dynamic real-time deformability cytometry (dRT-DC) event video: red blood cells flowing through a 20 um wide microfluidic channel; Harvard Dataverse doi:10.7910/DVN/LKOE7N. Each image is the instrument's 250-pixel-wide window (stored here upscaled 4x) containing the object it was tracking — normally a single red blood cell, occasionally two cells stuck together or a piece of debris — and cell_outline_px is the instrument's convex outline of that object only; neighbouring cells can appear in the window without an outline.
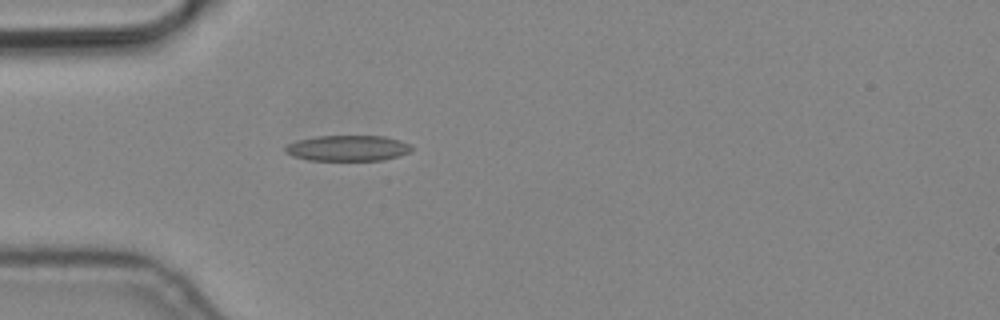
{"species": "common noctule bat (a hibernating species)", "species_latin": "Nyctalus noctula", "temperature_condition": "cold", "stored_images_in_passage": 1, "camera_frame_rate_fps": 3000, "um_per_image_px": 0.085, "animal": {"sex": "male", "body_mass_g": 19.2, "forearm_length_mm": 51.8}, "frame": {"image": 1, "passage_image": 1, "time_ms": 0.0, "image_size_px": [1000, 320], "cell_outline_px": [[412, 152], [400, 156], [384, 160], [308, 160], [292, 156], [284, 152], [284, 148], [288, 144], [296, 140], [316, 136], [384, 136], [400, 140], [412, 144]], "centroid_in_image_um": [29.58, 12.59], "position_along_channel_um": 55.4, "area_um2": 19.19}}